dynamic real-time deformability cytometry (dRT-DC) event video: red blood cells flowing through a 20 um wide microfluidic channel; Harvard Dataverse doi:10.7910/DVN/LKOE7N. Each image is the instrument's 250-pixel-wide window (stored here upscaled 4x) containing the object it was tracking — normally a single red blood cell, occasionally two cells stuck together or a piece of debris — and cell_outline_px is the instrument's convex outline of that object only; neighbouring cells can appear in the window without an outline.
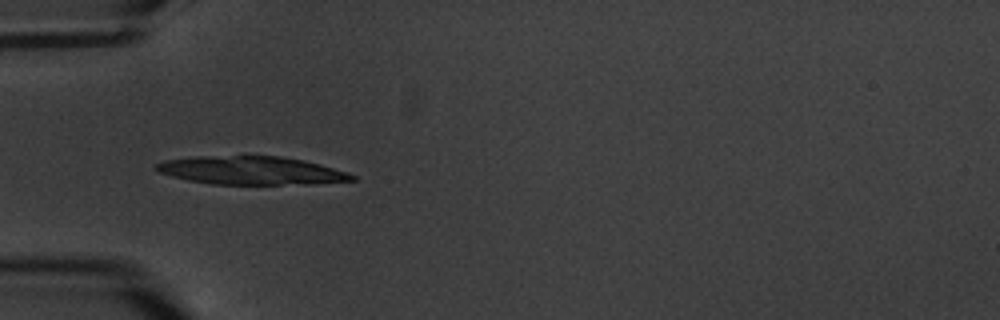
{"species": "common noctule bat (a hibernating species)", "species_latin": "Nyctalus noctula", "temperature_condition": "warm", "stored_images_in_passage": 6, "camera_frame_rate_fps": 3000, "um_per_image_px": 0.085, "animal": {"sex": "male", "body_mass_g": 20.1, "forearm_length_mm": 53.5}, "frame": {"image": 1, "passage_image": 4, "time_ms": 4.333, "image_size_px": [1000, 320], "cell_outline_px": [[356, 180], [308, 184], [212, 184], [188, 180], [172, 176], [160, 172], [152, 168], [156, 164], [164, 160], [196, 156], [280, 156], [304, 160], [320, 164], [348, 172], [356, 176]], "centroid_in_image_um": [21.36, 14.49], "position_along_channel_um": 63.6, "area_um2": 32.25}}